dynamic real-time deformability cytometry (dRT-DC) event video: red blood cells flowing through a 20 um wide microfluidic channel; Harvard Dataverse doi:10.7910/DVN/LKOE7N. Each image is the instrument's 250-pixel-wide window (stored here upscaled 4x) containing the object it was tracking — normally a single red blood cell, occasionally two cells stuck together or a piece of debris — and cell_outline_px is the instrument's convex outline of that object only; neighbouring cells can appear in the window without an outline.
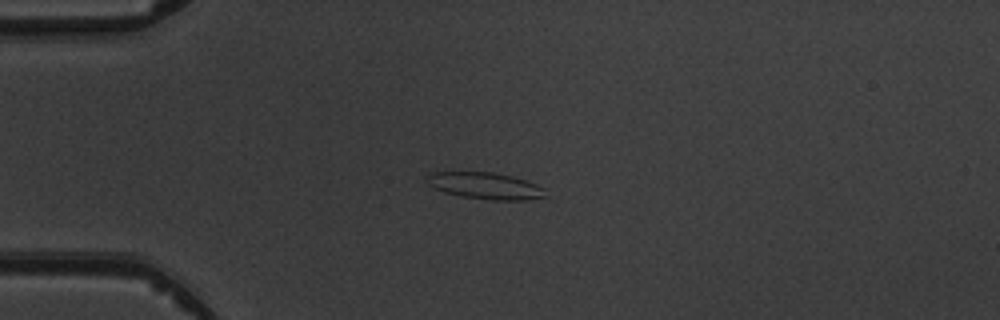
{"species": "common noctule bat (a hibernating species)", "species_latin": "Nyctalus noctula", "temperature_condition": "warm", "stored_images_in_passage": 3, "camera_frame_rate_fps": 3000, "um_per_image_px": 0.085, "animal": {"sex": "male", "body_mass_g": 19.5, "forearm_length_mm": 54.6}, "frame": {"image": 1, "passage_image": 1, "time_ms": 0.0, "image_size_px": [1000, 320], "cell_outline_px": [[548, 196], [528, 200], [492, 200], [460, 196], [444, 192], [432, 188], [428, 184], [424, 176], [428, 172], [492, 172], [512, 176], [536, 184], [544, 188]], "centroid_in_image_um": [41.21, 15.79], "position_along_channel_um": 43.8, "area_um2": 18.67}}
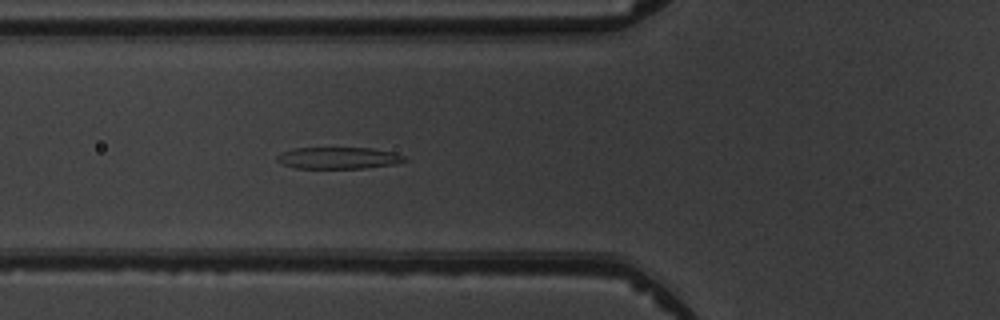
{"frame": {"image": 2, "passage_image": 3, "time_ms": 2.0, "image_size_px": [1000, 320], "cell_outline_px": [[408, 160], [396, 164], [364, 168], [296, 168], [284, 164], [276, 160], [276, 156], [280, 152], [292, 148], [372, 148], [392, 152], [404, 156]], "centroid_in_image_um": [28.75, 13.42], "position_along_channel_um": 97.0, "area_um2": 16.13}}